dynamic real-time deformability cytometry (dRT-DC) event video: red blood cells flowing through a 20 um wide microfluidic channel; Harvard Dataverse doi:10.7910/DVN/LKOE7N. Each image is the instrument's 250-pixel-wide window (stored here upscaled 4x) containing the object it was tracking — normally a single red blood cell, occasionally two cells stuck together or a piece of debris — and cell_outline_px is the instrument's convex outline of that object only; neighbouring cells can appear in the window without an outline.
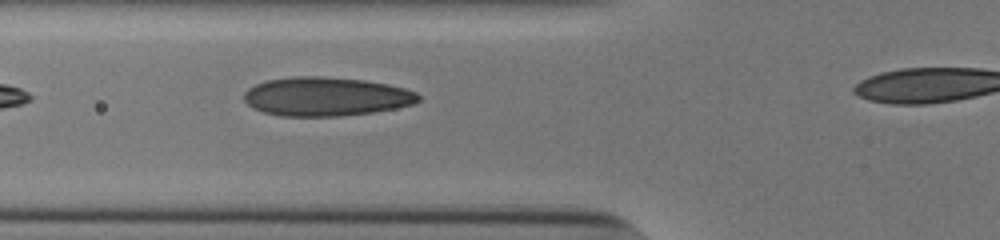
{"species": "human", "species_latin": "Homo sapiens", "temperature_condition": "cold", "stored_images_in_passage": 27, "camera_frame_rate_fps": 3000, "um_per_image_px": 0.085, "donor": {"sex": "male"}, "frame": {"image": 1, "passage_image": 3, "time_ms": 0.667, "image_size_px": [1000, 240], "cell_outline_px": [[420, 100], [412, 104], [396, 108], [372, 112], [340, 116], [280, 116], [264, 112], [252, 108], [244, 100], [244, 92], [248, 88], [256, 84], [268, 80], [292, 76], [320, 76], [364, 80], [388, 84], [404, 88], [416, 92], [420, 96]], "centroid_in_image_um": [27.69, 8.2], "position_along_channel_um": 98.1, "area_um2": 39.54}}
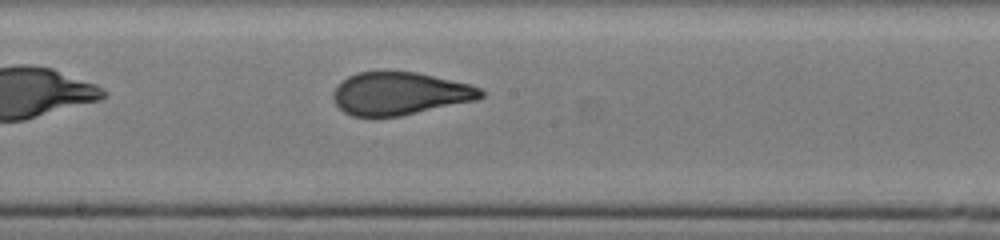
{"frame": {"image": 2, "passage_image": 12, "time_ms": 3.667, "image_size_px": [1000, 240], "cell_outline_px": [[484, 96], [476, 100], [400, 116], [352, 116], [344, 112], [336, 104], [332, 96], [332, 92], [348, 76], [360, 72], [416, 72], [472, 84], [480, 88], [484, 92]], "centroid_in_image_um": [34.01, 7.95], "position_along_channel_um": 214.2, "area_um2": 36.53}}
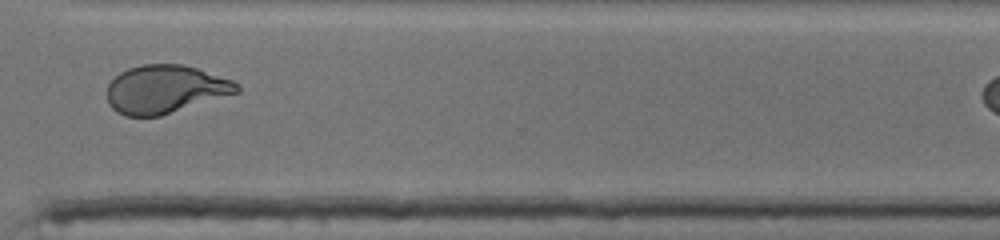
{"frame": {"image": 3, "passage_image": 23, "time_ms": 7.333, "image_size_px": [1000, 240], "cell_outline_px": [[240, 92], [160, 116], [124, 116], [116, 112], [108, 104], [108, 84], [120, 72], [128, 68], [140, 64], [184, 64], [232, 80], [240, 84]], "centroid_in_image_um": [14.05, 7.58], "position_along_channel_um": 356.6, "area_um2": 36.53}}